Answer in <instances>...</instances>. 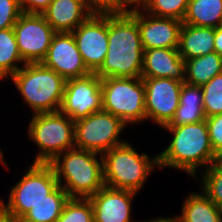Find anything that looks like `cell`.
<instances>
[{"mask_svg": "<svg viewBox=\"0 0 222 222\" xmlns=\"http://www.w3.org/2000/svg\"><path fill=\"white\" fill-rule=\"evenodd\" d=\"M72 34L86 67L95 73L108 50V13L93 12Z\"/></svg>", "mask_w": 222, "mask_h": 222, "instance_id": "obj_12", "label": "cell"}, {"mask_svg": "<svg viewBox=\"0 0 222 222\" xmlns=\"http://www.w3.org/2000/svg\"><path fill=\"white\" fill-rule=\"evenodd\" d=\"M103 179L107 187L138 193L154 168H159L158 155L139 154L129 142L102 154Z\"/></svg>", "mask_w": 222, "mask_h": 222, "instance_id": "obj_5", "label": "cell"}, {"mask_svg": "<svg viewBox=\"0 0 222 222\" xmlns=\"http://www.w3.org/2000/svg\"><path fill=\"white\" fill-rule=\"evenodd\" d=\"M102 110L101 78L95 73L66 80L60 112L74 122Z\"/></svg>", "mask_w": 222, "mask_h": 222, "instance_id": "obj_11", "label": "cell"}, {"mask_svg": "<svg viewBox=\"0 0 222 222\" xmlns=\"http://www.w3.org/2000/svg\"><path fill=\"white\" fill-rule=\"evenodd\" d=\"M222 73V57L216 52L185 61V83L203 86Z\"/></svg>", "mask_w": 222, "mask_h": 222, "instance_id": "obj_23", "label": "cell"}, {"mask_svg": "<svg viewBox=\"0 0 222 222\" xmlns=\"http://www.w3.org/2000/svg\"><path fill=\"white\" fill-rule=\"evenodd\" d=\"M214 154L222 151V113L205 119Z\"/></svg>", "mask_w": 222, "mask_h": 222, "instance_id": "obj_31", "label": "cell"}, {"mask_svg": "<svg viewBox=\"0 0 222 222\" xmlns=\"http://www.w3.org/2000/svg\"><path fill=\"white\" fill-rule=\"evenodd\" d=\"M5 157H4V155L2 154V151H1V149H0V162L7 168V169H9L8 167H7V164H5V159H4Z\"/></svg>", "mask_w": 222, "mask_h": 222, "instance_id": "obj_39", "label": "cell"}, {"mask_svg": "<svg viewBox=\"0 0 222 222\" xmlns=\"http://www.w3.org/2000/svg\"><path fill=\"white\" fill-rule=\"evenodd\" d=\"M25 172L18 183L11 187L8 203L0 200V208L15 222L59 186L49 163H32Z\"/></svg>", "mask_w": 222, "mask_h": 222, "instance_id": "obj_7", "label": "cell"}, {"mask_svg": "<svg viewBox=\"0 0 222 222\" xmlns=\"http://www.w3.org/2000/svg\"><path fill=\"white\" fill-rule=\"evenodd\" d=\"M189 0H153L144 10L156 17L175 18L183 21Z\"/></svg>", "mask_w": 222, "mask_h": 222, "instance_id": "obj_29", "label": "cell"}, {"mask_svg": "<svg viewBox=\"0 0 222 222\" xmlns=\"http://www.w3.org/2000/svg\"><path fill=\"white\" fill-rule=\"evenodd\" d=\"M206 117L222 113V73L201 86Z\"/></svg>", "mask_w": 222, "mask_h": 222, "instance_id": "obj_28", "label": "cell"}, {"mask_svg": "<svg viewBox=\"0 0 222 222\" xmlns=\"http://www.w3.org/2000/svg\"><path fill=\"white\" fill-rule=\"evenodd\" d=\"M134 196L136 193L133 191L104 185L88 198L93 207L94 222H137L131 221V204Z\"/></svg>", "mask_w": 222, "mask_h": 222, "instance_id": "obj_16", "label": "cell"}, {"mask_svg": "<svg viewBox=\"0 0 222 222\" xmlns=\"http://www.w3.org/2000/svg\"><path fill=\"white\" fill-rule=\"evenodd\" d=\"M52 0H18L22 13L42 14Z\"/></svg>", "mask_w": 222, "mask_h": 222, "instance_id": "obj_33", "label": "cell"}, {"mask_svg": "<svg viewBox=\"0 0 222 222\" xmlns=\"http://www.w3.org/2000/svg\"><path fill=\"white\" fill-rule=\"evenodd\" d=\"M153 0H124V12L145 10ZM132 7V8H130Z\"/></svg>", "mask_w": 222, "mask_h": 222, "instance_id": "obj_34", "label": "cell"}, {"mask_svg": "<svg viewBox=\"0 0 222 222\" xmlns=\"http://www.w3.org/2000/svg\"><path fill=\"white\" fill-rule=\"evenodd\" d=\"M205 119L201 86H193L184 82L181 87L179 106L170 123L164 127L197 123Z\"/></svg>", "mask_w": 222, "mask_h": 222, "instance_id": "obj_20", "label": "cell"}, {"mask_svg": "<svg viewBox=\"0 0 222 222\" xmlns=\"http://www.w3.org/2000/svg\"><path fill=\"white\" fill-rule=\"evenodd\" d=\"M21 14L18 0H0V29L13 28Z\"/></svg>", "mask_w": 222, "mask_h": 222, "instance_id": "obj_30", "label": "cell"}, {"mask_svg": "<svg viewBox=\"0 0 222 222\" xmlns=\"http://www.w3.org/2000/svg\"><path fill=\"white\" fill-rule=\"evenodd\" d=\"M189 194L183 203L181 215L170 217L174 222H222V210L203 192Z\"/></svg>", "mask_w": 222, "mask_h": 222, "instance_id": "obj_21", "label": "cell"}, {"mask_svg": "<svg viewBox=\"0 0 222 222\" xmlns=\"http://www.w3.org/2000/svg\"><path fill=\"white\" fill-rule=\"evenodd\" d=\"M93 12H124V0H85Z\"/></svg>", "mask_w": 222, "mask_h": 222, "instance_id": "obj_32", "label": "cell"}, {"mask_svg": "<svg viewBox=\"0 0 222 222\" xmlns=\"http://www.w3.org/2000/svg\"><path fill=\"white\" fill-rule=\"evenodd\" d=\"M41 63L65 80L92 73L83 61L72 32L55 33L47 55Z\"/></svg>", "mask_w": 222, "mask_h": 222, "instance_id": "obj_14", "label": "cell"}, {"mask_svg": "<svg viewBox=\"0 0 222 222\" xmlns=\"http://www.w3.org/2000/svg\"><path fill=\"white\" fill-rule=\"evenodd\" d=\"M144 50L137 20L127 12L108 13V50L95 74L103 78H140Z\"/></svg>", "mask_w": 222, "mask_h": 222, "instance_id": "obj_1", "label": "cell"}, {"mask_svg": "<svg viewBox=\"0 0 222 222\" xmlns=\"http://www.w3.org/2000/svg\"><path fill=\"white\" fill-rule=\"evenodd\" d=\"M68 200V194L59 185L45 200L32 206L18 222H56Z\"/></svg>", "mask_w": 222, "mask_h": 222, "instance_id": "obj_24", "label": "cell"}, {"mask_svg": "<svg viewBox=\"0 0 222 222\" xmlns=\"http://www.w3.org/2000/svg\"><path fill=\"white\" fill-rule=\"evenodd\" d=\"M10 78L34 114L60 110L66 80L54 70L27 63Z\"/></svg>", "mask_w": 222, "mask_h": 222, "instance_id": "obj_4", "label": "cell"}, {"mask_svg": "<svg viewBox=\"0 0 222 222\" xmlns=\"http://www.w3.org/2000/svg\"><path fill=\"white\" fill-rule=\"evenodd\" d=\"M56 222H94L93 207L90 200L69 198Z\"/></svg>", "mask_w": 222, "mask_h": 222, "instance_id": "obj_26", "label": "cell"}, {"mask_svg": "<svg viewBox=\"0 0 222 222\" xmlns=\"http://www.w3.org/2000/svg\"><path fill=\"white\" fill-rule=\"evenodd\" d=\"M215 28L182 24L178 52L186 61L214 52Z\"/></svg>", "mask_w": 222, "mask_h": 222, "instance_id": "obj_19", "label": "cell"}, {"mask_svg": "<svg viewBox=\"0 0 222 222\" xmlns=\"http://www.w3.org/2000/svg\"><path fill=\"white\" fill-rule=\"evenodd\" d=\"M29 122L28 136L39 148L33 163H50L75 148L74 121L62 112L33 114Z\"/></svg>", "mask_w": 222, "mask_h": 222, "instance_id": "obj_6", "label": "cell"}, {"mask_svg": "<svg viewBox=\"0 0 222 222\" xmlns=\"http://www.w3.org/2000/svg\"><path fill=\"white\" fill-rule=\"evenodd\" d=\"M17 46L25 64L41 63L56 33L42 14L22 13L13 26Z\"/></svg>", "mask_w": 222, "mask_h": 222, "instance_id": "obj_10", "label": "cell"}, {"mask_svg": "<svg viewBox=\"0 0 222 222\" xmlns=\"http://www.w3.org/2000/svg\"><path fill=\"white\" fill-rule=\"evenodd\" d=\"M25 65L18 50L13 28L0 29V80L10 79Z\"/></svg>", "mask_w": 222, "mask_h": 222, "instance_id": "obj_25", "label": "cell"}, {"mask_svg": "<svg viewBox=\"0 0 222 222\" xmlns=\"http://www.w3.org/2000/svg\"><path fill=\"white\" fill-rule=\"evenodd\" d=\"M200 176L202 192L222 210V168L213 162Z\"/></svg>", "mask_w": 222, "mask_h": 222, "instance_id": "obj_27", "label": "cell"}, {"mask_svg": "<svg viewBox=\"0 0 222 222\" xmlns=\"http://www.w3.org/2000/svg\"><path fill=\"white\" fill-rule=\"evenodd\" d=\"M214 52L222 57V27L215 28Z\"/></svg>", "mask_w": 222, "mask_h": 222, "instance_id": "obj_35", "label": "cell"}, {"mask_svg": "<svg viewBox=\"0 0 222 222\" xmlns=\"http://www.w3.org/2000/svg\"><path fill=\"white\" fill-rule=\"evenodd\" d=\"M92 13L85 0H52L42 15L58 33L73 32Z\"/></svg>", "mask_w": 222, "mask_h": 222, "instance_id": "obj_18", "label": "cell"}, {"mask_svg": "<svg viewBox=\"0 0 222 222\" xmlns=\"http://www.w3.org/2000/svg\"><path fill=\"white\" fill-rule=\"evenodd\" d=\"M49 164L69 198L88 199L105 185L99 153L73 148L57 155Z\"/></svg>", "mask_w": 222, "mask_h": 222, "instance_id": "obj_3", "label": "cell"}, {"mask_svg": "<svg viewBox=\"0 0 222 222\" xmlns=\"http://www.w3.org/2000/svg\"><path fill=\"white\" fill-rule=\"evenodd\" d=\"M163 128L173 138L167 148L158 154L159 169L184 170L197 179L198 167L206 169L215 160L206 121Z\"/></svg>", "mask_w": 222, "mask_h": 222, "instance_id": "obj_2", "label": "cell"}, {"mask_svg": "<svg viewBox=\"0 0 222 222\" xmlns=\"http://www.w3.org/2000/svg\"><path fill=\"white\" fill-rule=\"evenodd\" d=\"M185 60L178 48L144 50L141 78H171L185 82Z\"/></svg>", "mask_w": 222, "mask_h": 222, "instance_id": "obj_17", "label": "cell"}, {"mask_svg": "<svg viewBox=\"0 0 222 222\" xmlns=\"http://www.w3.org/2000/svg\"><path fill=\"white\" fill-rule=\"evenodd\" d=\"M102 110L119 117L126 125L146 120L145 86L142 78L101 79Z\"/></svg>", "mask_w": 222, "mask_h": 222, "instance_id": "obj_8", "label": "cell"}, {"mask_svg": "<svg viewBox=\"0 0 222 222\" xmlns=\"http://www.w3.org/2000/svg\"><path fill=\"white\" fill-rule=\"evenodd\" d=\"M0 222H15L0 208Z\"/></svg>", "mask_w": 222, "mask_h": 222, "instance_id": "obj_36", "label": "cell"}, {"mask_svg": "<svg viewBox=\"0 0 222 222\" xmlns=\"http://www.w3.org/2000/svg\"><path fill=\"white\" fill-rule=\"evenodd\" d=\"M214 163L219 167L222 168V151L218 152L215 155Z\"/></svg>", "mask_w": 222, "mask_h": 222, "instance_id": "obj_38", "label": "cell"}, {"mask_svg": "<svg viewBox=\"0 0 222 222\" xmlns=\"http://www.w3.org/2000/svg\"><path fill=\"white\" fill-rule=\"evenodd\" d=\"M145 86L146 120L162 128L170 123L179 106L184 82L171 78H142Z\"/></svg>", "mask_w": 222, "mask_h": 222, "instance_id": "obj_13", "label": "cell"}, {"mask_svg": "<svg viewBox=\"0 0 222 222\" xmlns=\"http://www.w3.org/2000/svg\"><path fill=\"white\" fill-rule=\"evenodd\" d=\"M126 124L113 114L100 110L74 122L75 148L99 154L127 141L119 137Z\"/></svg>", "mask_w": 222, "mask_h": 222, "instance_id": "obj_9", "label": "cell"}, {"mask_svg": "<svg viewBox=\"0 0 222 222\" xmlns=\"http://www.w3.org/2000/svg\"><path fill=\"white\" fill-rule=\"evenodd\" d=\"M144 222V221H143ZM145 222H174L170 217L166 216L164 217H156V219L152 218L150 221H146Z\"/></svg>", "mask_w": 222, "mask_h": 222, "instance_id": "obj_37", "label": "cell"}, {"mask_svg": "<svg viewBox=\"0 0 222 222\" xmlns=\"http://www.w3.org/2000/svg\"><path fill=\"white\" fill-rule=\"evenodd\" d=\"M138 23L143 50L178 48L182 21L156 17L144 10L130 13Z\"/></svg>", "mask_w": 222, "mask_h": 222, "instance_id": "obj_15", "label": "cell"}, {"mask_svg": "<svg viewBox=\"0 0 222 222\" xmlns=\"http://www.w3.org/2000/svg\"><path fill=\"white\" fill-rule=\"evenodd\" d=\"M182 23L199 27H222V0H189Z\"/></svg>", "mask_w": 222, "mask_h": 222, "instance_id": "obj_22", "label": "cell"}]
</instances>
